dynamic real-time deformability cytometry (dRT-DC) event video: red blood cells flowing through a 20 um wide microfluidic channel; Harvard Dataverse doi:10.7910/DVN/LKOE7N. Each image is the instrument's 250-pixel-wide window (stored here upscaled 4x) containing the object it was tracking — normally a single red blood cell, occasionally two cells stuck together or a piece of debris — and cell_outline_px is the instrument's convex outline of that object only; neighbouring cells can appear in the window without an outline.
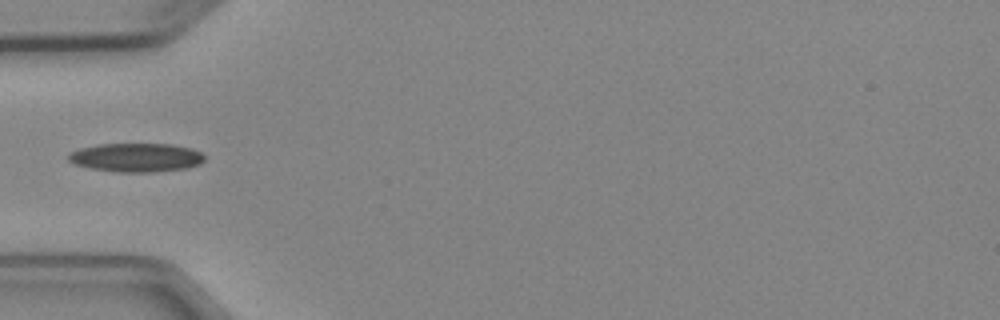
{"species": "Egyptian fruit bat (a non-hibernating species)", "species_latin": "Rousettus aegyptiacus", "temperature_condition": "cold", "stored_images_in_passage": 5, "camera_frame_rate_fps": 3000, "um_per_image_px": 0.085, "animal": {"sex": "female"}, "frame": {"image": 1, "passage_image": 4, "time_ms": 3.667, "image_size_px": [1000, 320], "cell_outline_px": [[204, 160], [200, 164], [184, 168], [152, 172], [116, 172], [92, 168], [76, 164], [68, 160], [68, 156], [72, 152], [80, 148], [100, 144], [172, 144], [192, 148], [200, 152], [204, 156]], "centroid_in_image_um": [11.6, 13.38], "position_along_channel_um": 73.4, "area_um2": 22.6}}